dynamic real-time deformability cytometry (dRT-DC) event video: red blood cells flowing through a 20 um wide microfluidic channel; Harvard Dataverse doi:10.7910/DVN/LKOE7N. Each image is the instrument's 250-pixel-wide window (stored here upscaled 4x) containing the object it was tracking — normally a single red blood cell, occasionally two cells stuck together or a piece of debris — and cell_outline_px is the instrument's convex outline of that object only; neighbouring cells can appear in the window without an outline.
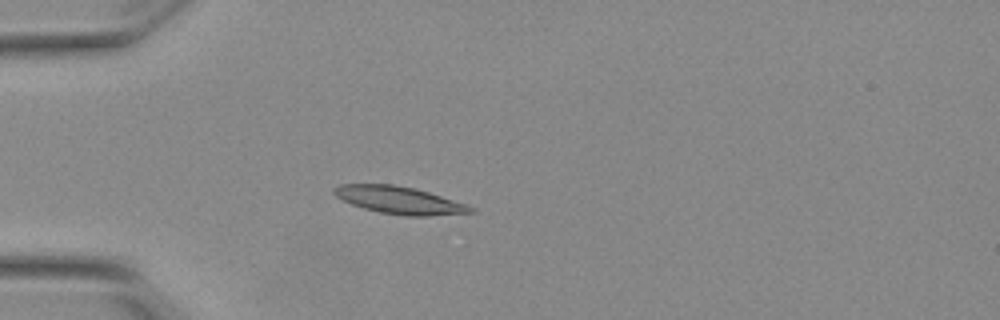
{"species": "Egyptian fruit bat (a non-hibernating species)", "species_latin": "Rousettus aegyptiacus", "temperature_condition": "warm", "stored_images_in_passage": 41, "camera_frame_rate_fps": 3000, "um_per_image_px": 0.085, "animal": {"sex": "female"}, "frame": {"image": 1, "passage_image": 3, "time_ms": 0.667, "image_size_px": [1000, 320], "cell_outline_px": [[476, 212], [428, 216], [408, 216], [380, 212], [364, 208], [352, 204], [336, 196], [332, 192], [332, 188], [340, 184], [392, 184], [416, 188], [468, 204], [476, 208]], "centroid_in_image_um": [33.99, 17.01], "position_along_channel_um": 51.0, "area_um2": 21.91}}
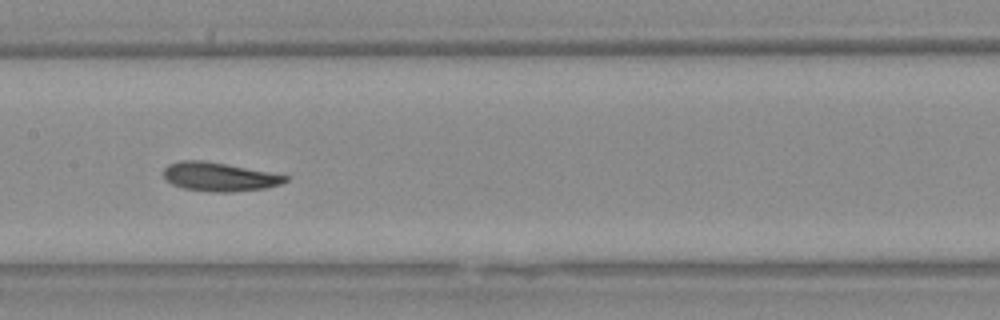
{"frame": {"image": 2, "passage_image": 15, "time_ms": 4.667, "image_size_px": [1000, 320], "cell_outline_px": [[288, 180], [280, 184], [264, 188], [232, 192], [216, 192], [184, 188], [172, 184], [164, 176], [164, 168], [168, 164], [180, 160], [204, 160], [268, 172], [288, 176]], "centroid_in_image_um": [18.61, 15.02], "position_along_channel_um": 188.8, "area_um2": 20.11}}
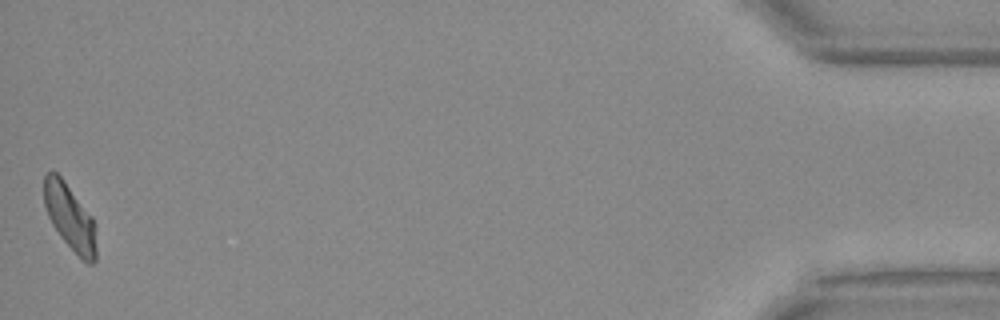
{"frame": {"image": 3, "passage_image": 41, "time_ms": 13.333, "image_size_px": [1000, 320], "cell_outline_px": [[96, 260], [92, 264], [88, 264], [60, 236], [52, 224], [48, 216], [44, 204], [44, 176], [48, 172], [56, 172], [60, 176], [92, 216], [96, 248]], "centroid_in_image_um": [5.92, 18.45], "position_along_channel_um": 429.3, "area_um2": 19.48}, "authors_computed_cell_mechanics": {"area_um2": 20.519, "velocity_mm_per_s": 3.8141, "shape_relaxation_time_tau1_ms": 3.3169, "shape_relaxation_time_tau2_ms": 1.2947, "deformation_change_tau1": 0.1396, "deformation_change_tau2": 0.0701}}